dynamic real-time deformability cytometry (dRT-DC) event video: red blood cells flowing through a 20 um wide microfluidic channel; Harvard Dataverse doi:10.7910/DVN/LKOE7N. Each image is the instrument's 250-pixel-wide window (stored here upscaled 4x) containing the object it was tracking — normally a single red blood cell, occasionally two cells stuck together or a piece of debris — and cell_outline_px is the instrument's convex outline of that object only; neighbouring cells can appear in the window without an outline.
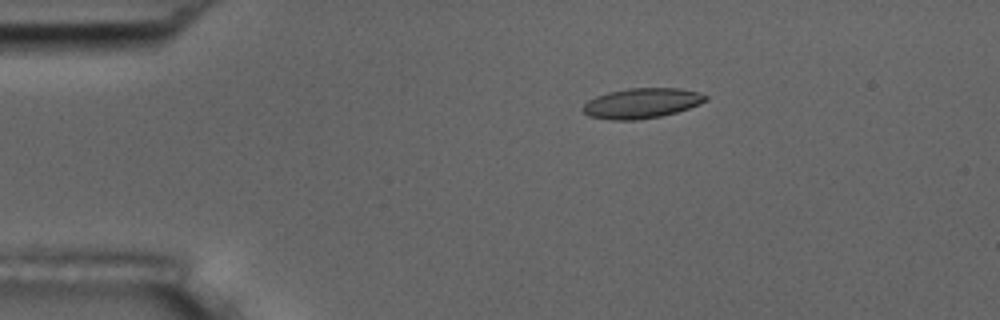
{"species": "common noctule bat (a hibernating species)", "species_latin": "Nyctalus noctula", "temperature_condition": "room temperature", "stored_images_in_passage": 7, "camera_frame_rate_fps": 3000, "um_per_image_px": 0.085, "animal": {"sex": "male", "body_mass_g": 17.5, "forearm_length_mm": 52.3}, "frame": {"image": 1, "passage_image": 3, "time_ms": 2.333, "image_size_px": [1000, 320], "cell_outline_px": [[708, 100], [700, 104], [676, 112], [660, 116], [636, 120], [608, 120], [588, 116], [580, 108], [588, 100], [596, 96], [608, 92], [628, 88], [680, 88], [700, 92], [708, 96]], "centroid_in_image_um": [54.53, 8.77], "position_along_channel_um": 30.5, "area_um2": 21.73}}
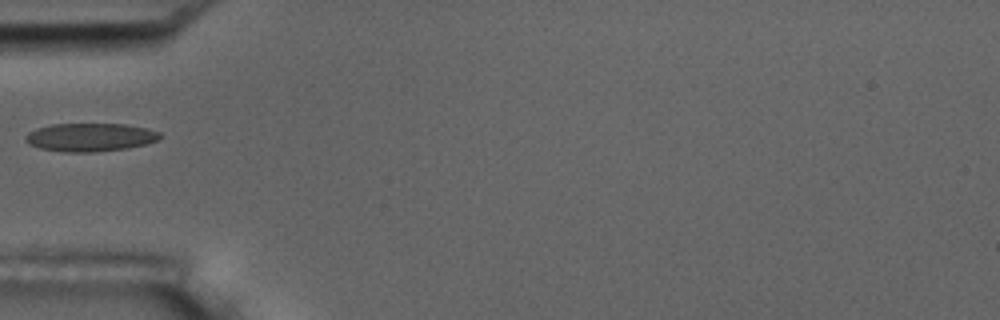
{"frame": {"image": 2, "passage_image": 5, "time_ms": 5.0, "image_size_px": [1000, 320], "cell_outline_px": [[160, 140], [144, 144], [124, 148], [92, 152], [64, 152], [40, 148], [28, 144], [24, 140], [24, 136], [28, 132], [36, 128], [52, 124], [124, 124], [148, 128], [160, 132]], "centroid_in_image_um": [7.63, 11.66], "position_along_channel_um": 77.4, "area_um2": 22.14}}